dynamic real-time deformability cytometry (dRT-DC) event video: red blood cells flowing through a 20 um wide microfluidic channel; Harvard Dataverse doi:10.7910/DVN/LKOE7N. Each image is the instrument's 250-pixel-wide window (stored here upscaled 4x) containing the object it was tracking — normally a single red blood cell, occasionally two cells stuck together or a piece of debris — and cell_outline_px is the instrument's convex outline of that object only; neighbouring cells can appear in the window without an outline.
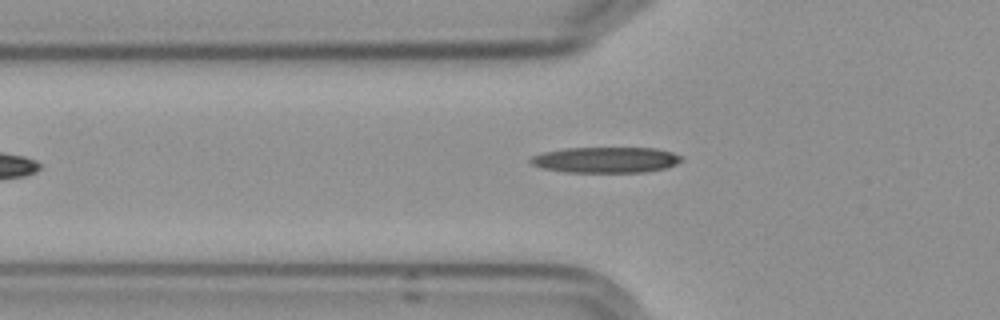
{"species": "Egyptian fruit bat (a non-hibernating species)", "species_latin": "Rousettus aegyptiacus", "temperature_condition": "cold", "stored_images_in_passage": 4, "camera_frame_rate_fps": 3000, "um_per_image_px": 0.085, "frame": {"image": 1, "passage_image": 4, "time_ms": 3.667, "image_size_px": [1000, 320], "cell_outline_px": [[684, 160], [676, 164], [664, 168], [648, 172], [564, 172], [544, 168], [532, 164], [528, 160], [532, 156], [544, 152], [564, 148], [656, 148], [672, 152], [680, 156]], "centroid_in_image_um": [51.5, 13.59], "position_along_channel_um": 74.3, "area_um2": 22.66}}